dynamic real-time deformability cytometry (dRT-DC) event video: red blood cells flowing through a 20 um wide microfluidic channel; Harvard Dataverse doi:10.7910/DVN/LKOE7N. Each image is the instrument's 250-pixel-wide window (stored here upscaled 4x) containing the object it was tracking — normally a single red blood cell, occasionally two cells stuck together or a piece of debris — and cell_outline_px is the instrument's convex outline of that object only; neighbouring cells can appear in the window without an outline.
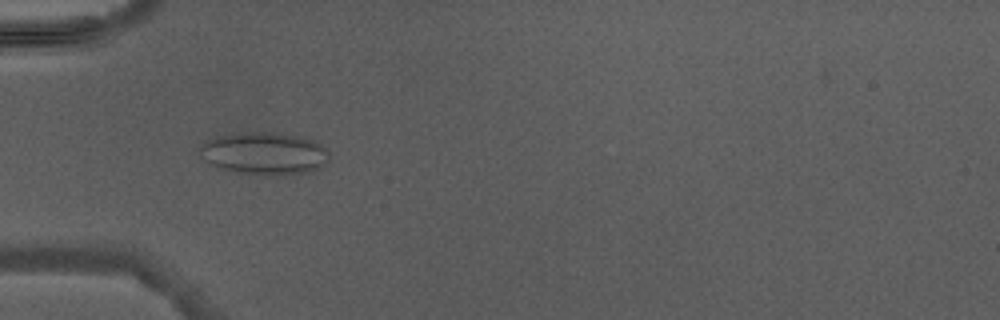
{"species": "Egyptian fruit bat (a non-hibernating species)", "species_latin": "Rousettus aegyptiacus", "temperature_condition": "warm", "stored_images_in_passage": 5, "camera_frame_rate_fps": 3000, "um_per_image_px": 0.085, "animal": {"sex": "male"}, "frame": {"image": 1, "passage_image": 4, "time_ms": 4.667, "image_size_px": [1000, 320], "cell_outline_px": [[328, 160], [320, 168], [312, 172], [276, 176], [264, 176], [236, 172], [216, 168], [200, 152], [200, 148], [208, 140], [216, 136], [232, 132], [264, 132], [304, 136], [320, 144], [328, 152]], "centroid_in_image_um": [22.5, 13.05], "position_along_channel_um": 62.5, "area_um2": 32.31}}